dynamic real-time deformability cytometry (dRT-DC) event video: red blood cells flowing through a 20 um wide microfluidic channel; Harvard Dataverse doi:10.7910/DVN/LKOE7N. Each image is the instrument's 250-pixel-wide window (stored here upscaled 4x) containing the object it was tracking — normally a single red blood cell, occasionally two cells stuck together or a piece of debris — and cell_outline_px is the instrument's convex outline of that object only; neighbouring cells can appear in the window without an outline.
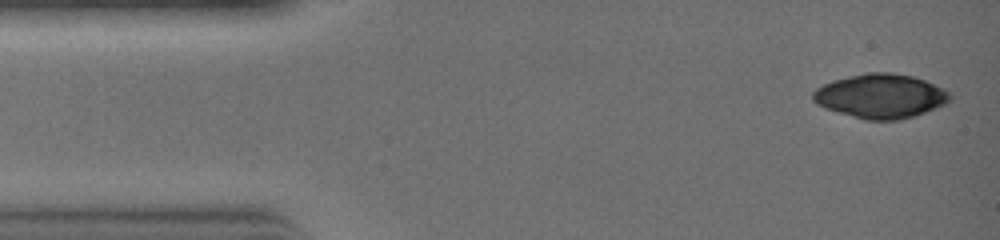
{"species": "common noctule bat (a hibernating species)", "species_latin": "Nyctalus noctula", "temperature_condition": "warm", "stored_images_in_passage": 29, "camera_frame_rate_fps": 3000, "um_per_image_px": 0.085, "animal": {"sex": "female", "body_mass_g": 19.0, "forearm_length_mm": 51.5}, "frame": {"image": 1, "passage_image": 1, "time_ms": 0.0, "image_size_px": [1000, 240], "cell_outline_px": [[952, 96], [944, 104], [924, 112], [912, 116], [896, 120], [864, 120], [816, 104], [812, 100], [812, 92], [816, 88], [824, 84], [836, 80], [868, 72], [888, 72], [912, 76], [924, 80], [948, 92]], "centroid_in_image_um": [74.82, 8.17], "position_along_channel_um": 10.2, "area_um2": 34.56}}